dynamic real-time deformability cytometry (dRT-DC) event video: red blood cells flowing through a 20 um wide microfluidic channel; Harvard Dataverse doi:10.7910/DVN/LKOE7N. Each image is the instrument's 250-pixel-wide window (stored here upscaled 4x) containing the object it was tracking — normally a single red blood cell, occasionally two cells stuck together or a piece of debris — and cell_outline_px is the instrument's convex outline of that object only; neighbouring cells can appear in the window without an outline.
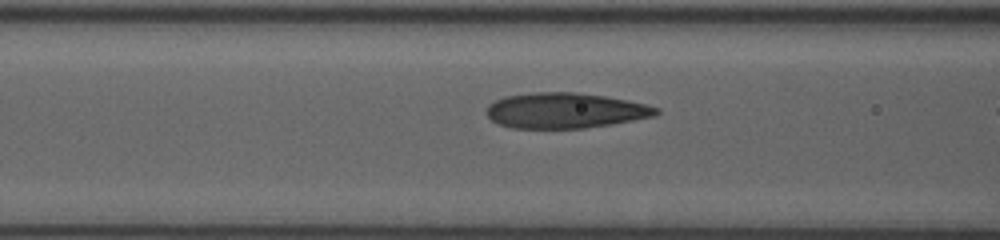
{"species": "human", "species_latin": "Homo sapiens", "temperature_condition": "room temperature", "stored_images_in_passage": 16, "camera_frame_rate_fps": 3000, "um_per_image_px": 0.085, "donor": {"sex": "female"}, "frame": {"image": 1, "passage_image": 14, "time_ms": 4.333, "image_size_px": [1000, 240], "cell_outline_px": [[660, 112], [656, 116], [612, 124], [584, 128], [512, 128], [500, 124], [492, 120], [488, 116], [488, 104], [504, 96], [532, 92], [576, 92], [604, 96], [628, 100], [660, 108]], "centroid_in_image_um": [48.07, 9.39], "position_along_channel_um": 118.5, "area_um2": 35.03}}